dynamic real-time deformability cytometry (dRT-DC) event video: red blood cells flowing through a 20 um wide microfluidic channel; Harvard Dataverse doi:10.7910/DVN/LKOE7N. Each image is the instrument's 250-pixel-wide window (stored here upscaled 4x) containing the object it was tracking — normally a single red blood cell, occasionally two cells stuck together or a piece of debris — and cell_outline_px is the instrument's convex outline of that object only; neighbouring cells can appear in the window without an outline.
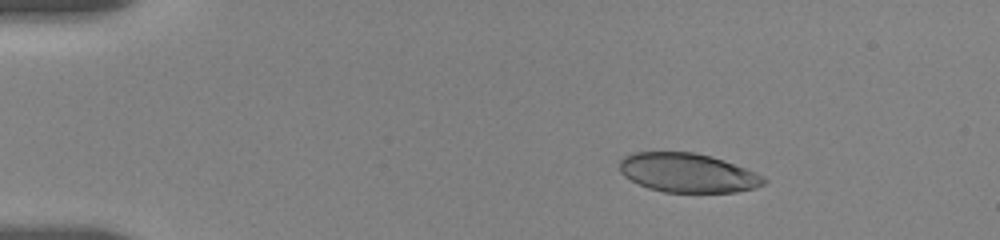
{"species": "human", "species_latin": "Homo sapiens", "temperature_condition": "room temperature", "stored_images_in_passage": 55, "camera_frame_rate_fps": 3000, "um_per_image_px": 0.085, "donor": {"sex": "female"}, "frame": {"image": 1, "passage_image": 15, "time_ms": 2.333, "image_size_px": [1000, 240], "cell_outline_px": [[768, 180], [764, 184], [756, 188], [736, 192], [664, 192], [648, 188], [624, 176], [620, 172], [620, 160], [624, 156], [632, 152], [696, 152], [712, 156], [724, 160], [744, 168]], "centroid_in_image_um": [58.43, 14.68], "position_along_channel_um": 26.6, "area_um2": 32.77}}
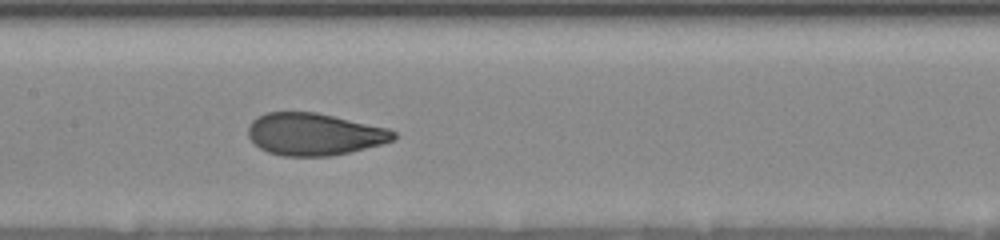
{"frame": {"image": 2, "passage_image": 40, "time_ms": 8.667, "image_size_px": [1000, 240], "cell_outline_px": [[396, 136], [392, 140], [380, 144], [332, 156], [284, 156], [268, 152], [260, 148], [248, 136], [248, 128], [252, 120], [256, 116], [268, 112], [316, 112], [388, 128], [396, 132]], "centroid_in_image_um": [26.68, 11.4], "position_along_channel_um": 180.7, "area_um2": 35.55}}
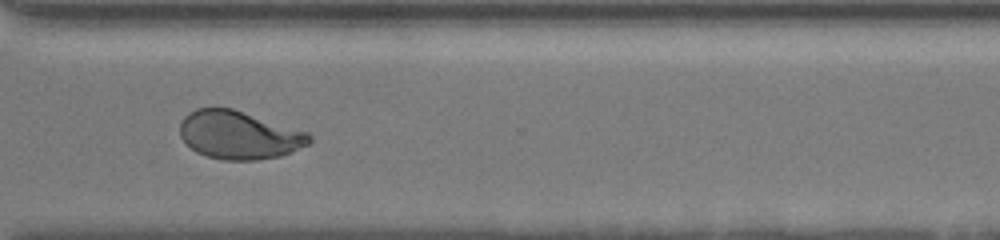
{"frame": {"image": 3, "passage_image": 54, "time_ms": 13.333, "image_size_px": [1000, 240], "cell_outline_px": [[312, 140], [308, 144], [280, 156], [256, 160], [224, 160], [208, 156], [196, 152], [180, 136], [180, 124], [184, 116], [188, 112], [196, 108], [232, 108], [308, 132], [312, 136]], "centroid_in_image_um": [20.31, 11.47], "position_along_channel_um": 350.3, "area_um2": 36.13}}